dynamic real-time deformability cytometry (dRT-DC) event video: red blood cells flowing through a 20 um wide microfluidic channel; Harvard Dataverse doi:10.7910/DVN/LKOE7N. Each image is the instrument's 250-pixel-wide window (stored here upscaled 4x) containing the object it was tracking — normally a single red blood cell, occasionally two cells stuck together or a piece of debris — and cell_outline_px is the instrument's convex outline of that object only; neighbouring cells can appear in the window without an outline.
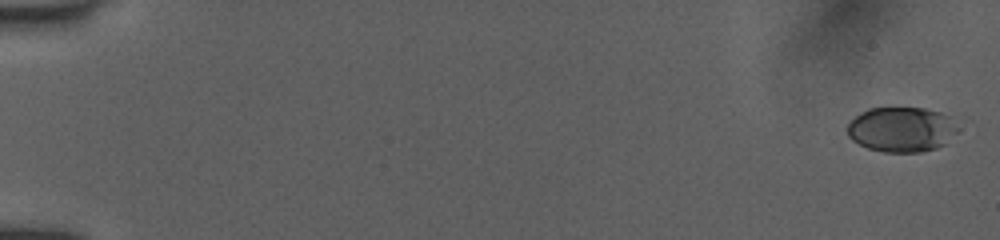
{"species": "human", "species_latin": "Homo sapiens", "temperature_condition": "room temperature", "stored_images_in_passage": 22, "camera_frame_rate_fps": 3000, "um_per_image_px": 0.085, "donor": {"sex": "female"}, "frame": {"image": 1, "passage_image": 1, "time_ms": 0.0, "image_size_px": [1000, 240], "cell_outline_px": [[964, 124], [944, 144], [936, 148], [920, 152], [884, 152], [868, 148], [852, 140], [848, 136], [848, 124], [860, 112], [868, 108], [924, 108], [940, 112]], "centroid_in_image_um": [76.68, 10.99], "position_along_channel_um": 8.3, "area_um2": 29.19}}
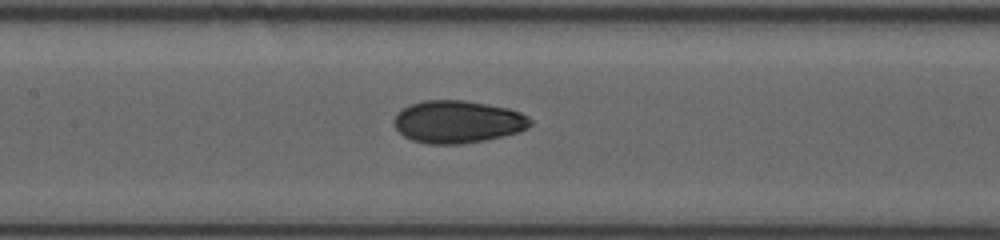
{"frame": {"image": 2, "passage_image": 13, "time_ms": 8.667, "image_size_px": [1000, 240], "cell_outline_px": [[532, 124], [528, 128], [516, 132], [484, 140], [460, 144], [428, 144], [412, 140], [404, 136], [392, 124], [392, 120], [396, 112], [408, 104], [424, 100], [464, 100], [488, 104], [508, 108], [520, 112], [528, 116], [532, 120]], "centroid_in_image_um": [38.86, 10.34], "position_along_channel_um": 168.5, "area_um2": 33.99}}
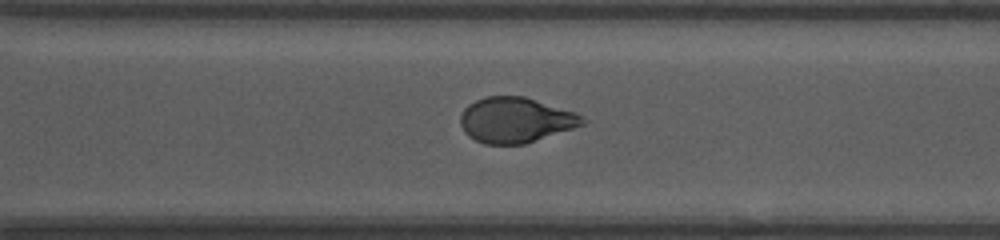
{"frame": {"image": 3, "passage_image": 22, "time_ms": 12.667, "image_size_px": [1000, 240], "cell_outline_px": [[588, 120], [584, 124], [524, 144], [484, 144], [468, 136], [464, 132], [460, 124], [460, 116], [464, 108], [468, 104], [484, 96], [524, 96], [576, 112]], "centroid_in_image_um": [43.8, 10.19], "position_along_channel_um": 326.8, "area_um2": 32.25}}